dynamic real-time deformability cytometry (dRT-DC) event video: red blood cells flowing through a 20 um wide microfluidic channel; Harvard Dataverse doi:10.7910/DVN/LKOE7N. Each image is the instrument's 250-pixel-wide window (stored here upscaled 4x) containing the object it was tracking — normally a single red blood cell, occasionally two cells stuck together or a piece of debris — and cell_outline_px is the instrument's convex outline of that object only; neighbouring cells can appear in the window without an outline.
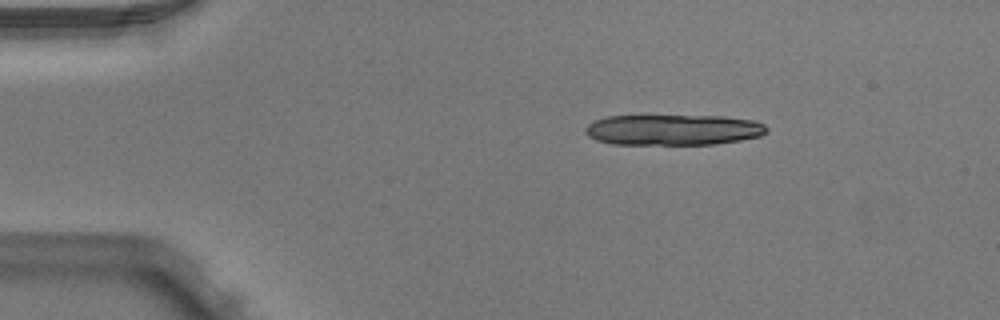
{"species": "Egyptian fruit bat (a non-hibernating species)", "species_latin": "Rousettus aegyptiacus", "temperature_condition": "warm", "stored_images_in_passage": 44, "segment_of_instrument_passage": [1, 2], "camera_frame_rate_fps": 3000, "um_per_image_px": 0.085, "animal": {"sex": "male"}, "frame": {"image": 1, "passage_image": 1, "time_ms": 0.0, "image_size_px": [1000, 320], "cell_outline_px": [[768, 132], [760, 136], [740, 140], [716, 144], [612, 144], [596, 140], [588, 136], [584, 132], [584, 128], [588, 124], [604, 116], [724, 116], [752, 120], [764, 124], [768, 128]], "centroid_in_image_um": [57.21, 11.03], "position_along_channel_um": 27.8, "area_um2": 32.6}}